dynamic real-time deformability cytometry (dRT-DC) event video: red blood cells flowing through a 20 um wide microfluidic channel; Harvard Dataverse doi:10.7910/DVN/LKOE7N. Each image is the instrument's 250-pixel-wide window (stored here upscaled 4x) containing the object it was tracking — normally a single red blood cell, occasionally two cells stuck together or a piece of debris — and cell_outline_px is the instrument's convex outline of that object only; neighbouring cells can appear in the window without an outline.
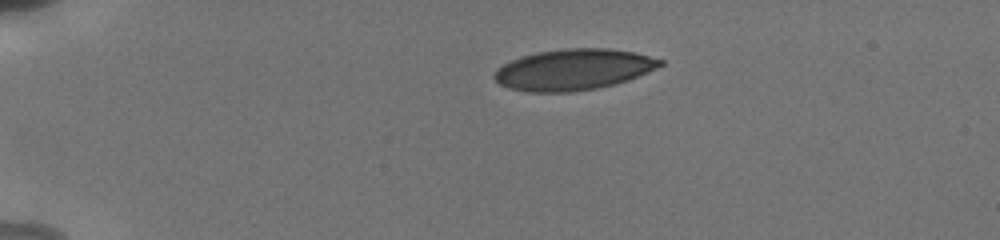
{"species": "human", "species_latin": "Homo sapiens", "temperature_condition": "cold", "stored_images_in_passage": 5, "camera_frame_rate_fps": 3000, "um_per_image_px": 0.085, "donor": {"sex": "male"}, "frame": {"image": 1, "passage_image": 1, "time_ms": 0.0, "image_size_px": [1000, 240], "cell_outline_px": [[664, 64], [656, 68], [628, 80], [616, 84], [596, 88], [568, 92], [528, 92], [508, 88], [500, 84], [492, 76], [504, 64], [512, 60], [536, 52], [564, 48], [608, 48], [636, 52], [664, 60]], "centroid_in_image_um": [48.77, 5.91], "position_along_channel_um": 36.2, "area_um2": 39.54}}
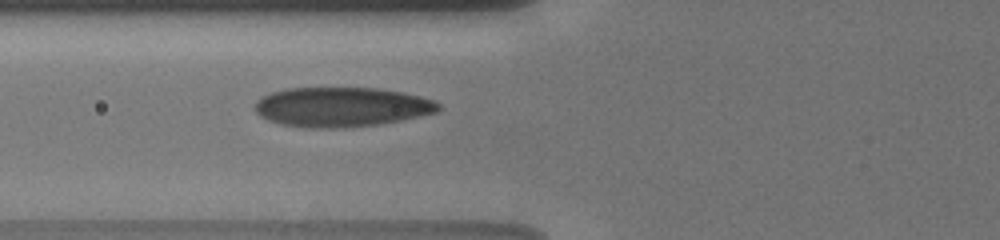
{"frame": {"image": 2, "passage_image": 5, "time_ms": 3.333, "image_size_px": [1000, 240], "cell_outline_px": [[440, 108], [436, 112], [400, 120], [376, 124], [336, 128], [312, 128], [280, 124], [268, 120], [260, 116], [256, 112], [256, 100], [272, 92], [288, 88], [376, 88], [400, 92], [420, 96], [436, 100], [440, 104]], "centroid_in_image_um": [29.02, 9.09], "position_along_channel_um": 96.8, "area_um2": 42.02}}